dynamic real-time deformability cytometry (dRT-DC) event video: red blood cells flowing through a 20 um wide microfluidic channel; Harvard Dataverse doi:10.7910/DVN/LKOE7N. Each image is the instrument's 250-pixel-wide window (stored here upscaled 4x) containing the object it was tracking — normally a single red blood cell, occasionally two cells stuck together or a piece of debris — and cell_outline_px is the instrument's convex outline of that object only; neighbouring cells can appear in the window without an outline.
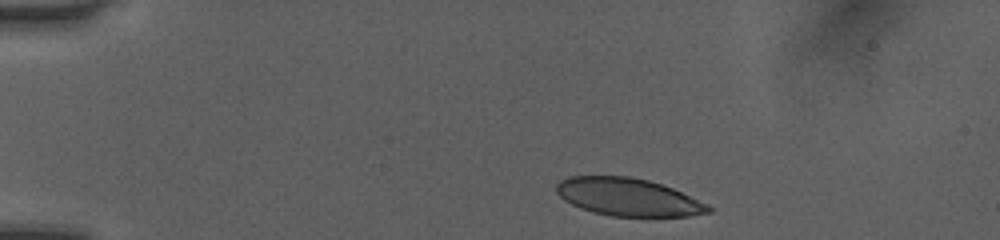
{"species": "human", "species_latin": "Homo sapiens", "temperature_condition": "room temperature", "stored_images_in_passage": 3, "camera_frame_rate_fps": 3000, "um_per_image_px": 0.085, "donor": {"sex": "female"}, "frame": {"image": 1, "passage_image": 1, "time_ms": 0.0, "image_size_px": [1000, 240], "cell_outline_px": [[712, 212], [692, 216], [612, 216], [592, 212], [580, 208], [564, 200], [556, 192], [556, 184], [560, 180], [568, 176], [628, 176], [648, 180], [672, 188], [708, 204], [712, 208]], "centroid_in_image_um": [53.38, 16.75], "position_along_channel_um": 31.6, "area_um2": 33.41}}